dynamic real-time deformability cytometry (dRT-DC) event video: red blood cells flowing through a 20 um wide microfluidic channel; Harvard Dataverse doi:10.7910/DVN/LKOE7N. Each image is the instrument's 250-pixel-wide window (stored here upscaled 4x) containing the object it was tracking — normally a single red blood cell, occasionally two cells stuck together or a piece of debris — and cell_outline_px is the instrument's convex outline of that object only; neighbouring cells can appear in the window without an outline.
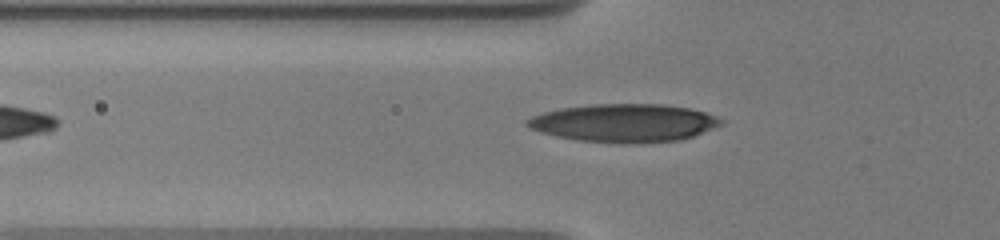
{"species": "human", "species_latin": "Homo sapiens", "temperature_condition": "warm", "stored_images_in_passage": 8, "camera_frame_rate_fps": 3000, "um_per_image_px": 0.085, "donor": {"sex": "male"}, "frame": {"image": 1, "passage_image": 8, "time_ms": 6.0, "image_size_px": [1000, 240], "cell_outline_px": [[724, 124], [692, 136], [680, 140], [636, 144], [620, 144], [576, 140], [556, 136], [540, 132], [528, 128], [524, 124], [524, 120], [532, 116], [544, 112], [560, 108], [592, 104], [664, 104], [688, 108], [704, 112], [716, 116], [724, 120]], "centroid_in_image_um": [53.02, 10.46], "position_along_channel_um": 72.8, "area_um2": 43.47}}